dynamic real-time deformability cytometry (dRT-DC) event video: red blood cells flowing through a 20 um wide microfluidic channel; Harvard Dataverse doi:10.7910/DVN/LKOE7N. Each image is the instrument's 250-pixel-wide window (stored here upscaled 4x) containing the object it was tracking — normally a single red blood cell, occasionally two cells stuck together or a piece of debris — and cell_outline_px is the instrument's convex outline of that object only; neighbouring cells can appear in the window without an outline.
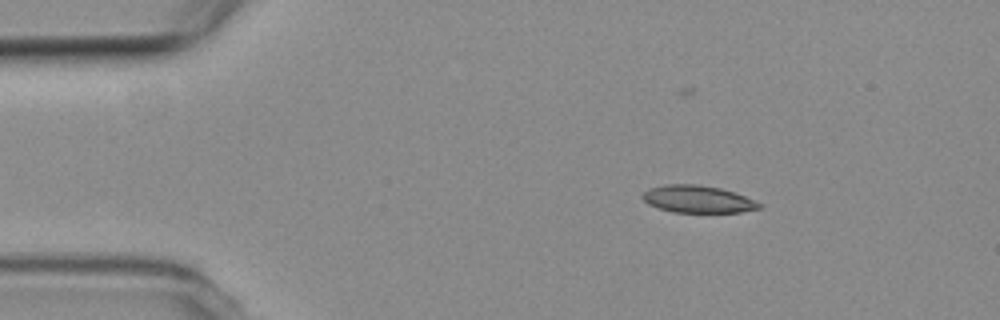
{"species": "common noctule bat (a hibernating species)", "species_latin": "Nyctalus noctula", "temperature_condition": "room temperature", "stored_images_in_passage": 53, "camera_frame_rate_fps": 3000, "um_per_image_px": 0.085, "animal": {"sex": "female", "body_mass_g": 19.3, "forearm_length_mm": 54.1}, "frame": {"image": 1, "passage_image": 8, "time_ms": 2.333, "image_size_px": [1000, 320], "cell_outline_px": [[760, 208], [740, 212], [672, 212], [648, 204], [640, 196], [648, 188], [664, 184], [700, 184], [720, 188], [744, 196], [760, 204]], "centroid_in_image_um": [59.24, 16.91], "position_along_channel_um": 25.8, "area_um2": 18.38}}
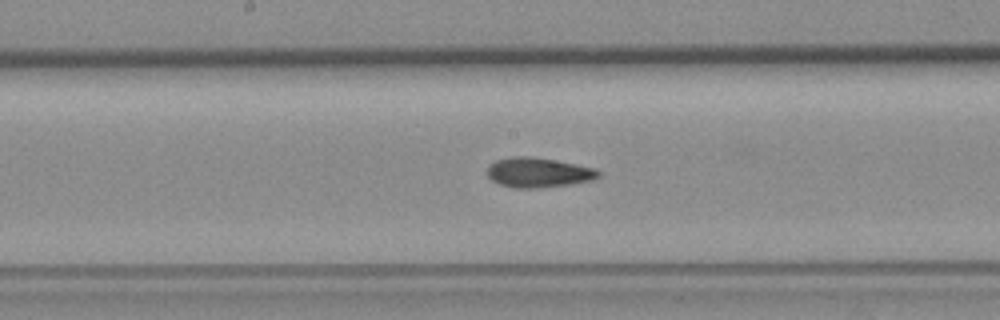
{"frame": {"image": 2, "passage_image": 27, "time_ms": 8.667, "image_size_px": [1000, 320], "cell_outline_px": [[600, 176], [592, 180], [568, 184], [536, 188], [516, 188], [500, 184], [492, 180], [488, 176], [488, 164], [496, 160], [512, 156], [528, 156], [556, 160], [596, 168], [600, 172]], "centroid_in_image_um": [45.75, 14.65], "position_along_channel_um": 202.4, "area_um2": 19.25}}
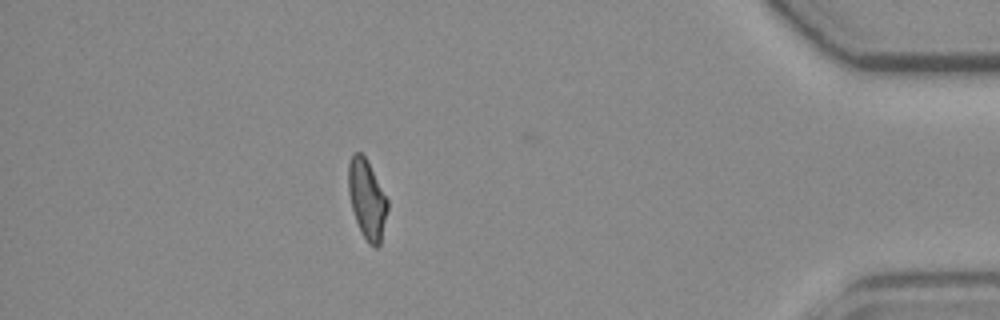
{"frame": {"image": 3, "passage_image": 47, "time_ms": 15.333, "image_size_px": [1000, 320], "cell_outline_px": [[388, 208], [380, 244], [376, 248], [368, 244], [360, 232], [352, 208], [348, 192], [348, 164], [352, 152], [360, 152], [364, 156], [388, 200]], "centroid_in_image_um": [31.18, 16.96], "position_along_channel_um": 404.0, "area_um2": 17.98}, "authors_computed_cell_mechanics": {"area_um2": 18.9584, "velocity_mm_per_s": 3.7924, "shape_relaxation_time_tau1_ms": null, "shape_relaxation_time_tau2_ms": 1.5851, "deformation_change_tau1": null, "deformation_change_tau2": 0.0791}}